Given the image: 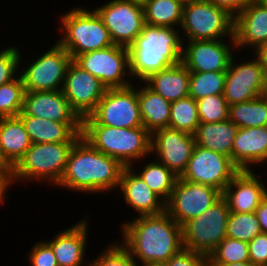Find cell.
Wrapping results in <instances>:
<instances>
[{"mask_svg": "<svg viewBox=\"0 0 267 266\" xmlns=\"http://www.w3.org/2000/svg\"><path fill=\"white\" fill-rule=\"evenodd\" d=\"M121 244L140 265L164 264L183 249L182 226L166 211L158 215L135 216L122 223Z\"/></svg>", "mask_w": 267, "mask_h": 266, "instance_id": "6da1fadb", "label": "cell"}, {"mask_svg": "<svg viewBox=\"0 0 267 266\" xmlns=\"http://www.w3.org/2000/svg\"><path fill=\"white\" fill-rule=\"evenodd\" d=\"M124 168L118 160L101 153L81 137L73 145L57 186L92 195L117 191Z\"/></svg>", "mask_w": 267, "mask_h": 266, "instance_id": "7a4b0ae2", "label": "cell"}, {"mask_svg": "<svg viewBox=\"0 0 267 266\" xmlns=\"http://www.w3.org/2000/svg\"><path fill=\"white\" fill-rule=\"evenodd\" d=\"M182 48L179 28L145 24L128 48L131 76L143 82L151 74L180 63Z\"/></svg>", "mask_w": 267, "mask_h": 266, "instance_id": "3957f363", "label": "cell"}, {"mask_svg": "<svg viewBox=\"0 0 267 266\" xmlns=\"http://www.w3.org/2000/svg\"><path fill=\"white\" fill-rule=\"evenodd\" d=\"M81 135L93 148L115 158L124 167L151 156V133L144 126L82 125Z\"/></svg>", "mask_w": 267, "mask_h": 266, "instance_id": "277c9868", "label": "cell"}, {"mask_svg": "<svg viewBox=\"0 0 267 266\" xmlns=\"http://www.w3.org/2000/svg\"><path fill=\"white\" fill-rule=\"evenodd\" d=\"M60 34L57 41L74 60L78 55L114 45L108 29L95 10L76 7L59 17Z\"/></svg>", "mask_w": 267, "mask_h": 266, "instance_id": "5b68a950", "label": "cell"}, {"mask_svg": "<svg viewBox=\"0 0 267 266\" xmlns=\"http://www.w3.org/2000/svg\"><path fill=\"white\" fill-rule=\"evenodd\" d=\"M76 142L32 143L13 167L11 185L18 181L47 182L57 187L66 169L69 154Z\"/></svg>", "mask_w": 267, "mask_h": 266, "instance_id": "8992f818", "label": "cell"}, {"mask_svg": "<svg viewBox=\"0 0 267 266\" xmlns=\"http://www.w3.org/2000/svg\"><path fill=\"white\" fill-rule=\"evenodd\" d=\"M179 30L182 42L234 39V17L208 0H192L183 6Z\"/></svg>", "mask_w": 267, "mask_h": 266, "instance_id": "52a82bcc", "label": "cell"}, {"mask_svg": "<svg viewBox=\"0 0 267 266\" xmlns=\"http://www.w3.org/2000/svg\"><path fill=\"white\" fill-rule=\"evenodd\" d=\"M230 210L221 197L201 215L182 225L183 247L209 256L226 237Z\"/></svg>", "mask_w": 267, "mask_h": 266, "instance_id": "ba28073f", "label": "cell"}, {"mask_svg": "<svg viewBox=\"0 0 267 266\" xmlns=\"http://www.w3.org/2000/svg\"><path fill=\"white\" fill-rule=\"evenodd\" d=\"M82 125L118 128L143 126L137 87L132 84L125 88H107L95 110L82 119Z\"/></svg>", "mask_w": 267, "mask_h": 266, "instance_id": "9c48e42d", "label": "cell"}, {"mask_svg": "<svg viewBox=\"0 0 267 266\" xmlns=\"http://www.w3.org/2000/svg\"><path fill=\"white\" fill-rule=\"evenodd\" d=\"M40 55V56H39ZM72 57L56 40V43L45 53L23 65L19 74L23 80L25 91H56L62 90L64 79Z\"/></svg>", "mask_w": 267, "mask_h": 266, "instance_id": "30bf717a", "label": "cell"}, {"mask_svg": "<svg viewBox=\"0 0 267 266\" xmlns=\"http://www.w3.org/2000/svg\"><path fill=\"white\" fill-rule=\"evenodd\" d=\"M73 61L107 88H125L134 84L131 81L134 78L130 74L129 50L126 47L108 46L78 55Z\"/></svg>", "mask_w": 267, "mask_h": 266, "instance_id": "8fae6325", "label": "cell"}, {"mask_svg": "<svg viewBox=\"0 0 267 266\" xmlns=\"http://www.w3.org/2000/svg\"><path fill=\"white\" fill-rule=\"evenodd\" d=\"M92 9L102 19L114 45L129 48L145 25L143 6L127 0H109Z\"/></svg>", "mask_w": 267, "mask_h": 266, "instance_id": "7c38bea8", "label": "cell"}, {"mask_svg": "<svg viewBox=\"0 0 267 266\" xmlns=\"http://www.w3.org/2000/svg\"><path fill=\"white\" fill-rule=\"evenodd\" d=\"M240 169L224 154L195 145L186 169L179 177L224 191Z\"/></svg>", "mask_w": 267, "mask_h": 266, "instance_id": "4fadbf2b", "label": "cell"}, {"mask_svg": "<svg viewBox=\"0 0 267 266\" xmlns=\"http://www.w3.org/2000/svg\"><path fill=\"white\" fill-rule=\"evenodd\" d=\"M233 55L226 71L223 96L230 105L267 94V78L260 62L253 58L238 63Z\"/></svg>", "mask_w": 267, "mask_h": 266, "instance_id": "5bb4252c", "label": "cell"}, {"mask_svg": "<svg viewBox=\"0 0 267 266\" xmlns=\"http://www.w3.org/2000/svg\"><path fill=\"white\" fill-rule=\"evenodd\" d=\"M221 197L222 192L213 186L192 183L178 177L171 197L166 202V212L182 226L201 215Z\"/></svg>", "mask_w": 267, "mask_h": 266, "instance_id": "9a60e30c", "label": "cell"}, {"mask_svg": "<svg viewBox=\"0 0 267 266\" xmlns=\"http://www.w3.org/2000/svg\"><path fill=\"white\" fill-rule=\"evenodd\" d=\"M186 42L188 43L183 42L186 45L182 48L181 62L190 72L227 71L236 50L235 39Z\"/></svg>", "mask_w": 267, "mask_h": 266, "instance_id": "2e32d148", "label": "cell"}, {"mask_svg": "<svg viewBox=\"0 0 267 266\" xmlns=\"http://www.w3.org/2000/svg\"><path fill=\"white\" fill-rule=\"evenodd\" d=\"M106 90L107 87L98 78L72 60L66 72L62 92L81 119L95 110Z\"/></svg>", "mask_w": 267, "mask_h": 266, "instance_id": "e0dca14e", "label": "cell"}, {"mask_svg": "<svg viewBox=\"0 0 267 266\" xmlns=\"http://www.w3.org/2000/svg\"><path fill=\"white\" fill-rule=\"evenodd\" d=\"M195 145L194 135L170 127L151 133V155L154 153L177 177L185 171Z\"/></svg>", "mask_w": 267, "mask_h": 266, "instance_id": "ac0fdd59", "label": "cell"}, {"mask_svg": "<svg viewBox=\"0 0 267 266\" xmlns=\"http://www.w3.org/2000/svg\"><path fill=\"white\" fill-rule=\"evenodd\" d=\"M254 170H240L222 192L230 212H255L267 196V185Z\"/></svg>", "mask_w": 267, "mask_h": 266, "instance_id": "d6986e66", "label": "cell"}, {"mask_svg": "<svg viewBox=\"0 0 267 266\" xmlns=\"http://www.w3.org/2000/svg\"><path fill=\"white\" fill-rule=\"evenodd\" d=\"M22 112L55 122H82L62 90L25 91Z\"/></svg>", "mask_w": 267, "mask_h": 266, "instance_id": "ffe728a7", "label": "cell"}, {"mask_svg": "<svg viewBox=\"0 0 267 266\" xmlns=\"http://www.w3.org/2000/svg\"><path fill=\"white\" fill-rule=\"evenodd\" d=\"M124 202L141 215H158L166 211V202L131 168L122 171L118 189Z\"/></svg>", "mask_w": 267, "mask_h": 266, "instance_id": "44dd1931", "label": "cell"}, {"mask_svg": "<svg viewBox=\"0 0 267 266\" xmlns=\"http://www.w3.org/2000/svg\"><path fill=\"white\" fill-rule=\"evenodd\" d=\"M85 215L76 224L60 231L53 239L45 241L51 246L58 266H84L89 225Z\"/></svg>", "mask_w": 267, "mask_h": 266, "instance_id": "7402d4cb", "label": "cell"}, {"mask_svg": "<svg viewBox=\"0 0 267 266\" xmlns=\"http://www.w3.org/2000/svg\"><path fill=\"white\" fill-rule=\"evenodd\" d=\"M234 39L236 51L267 43V3L255 1L234 18Z\"/></svg>", "mask_w": 267, "mask_h": 266, "instance_id": "603a6c76", "label": "cell"}, {"mask_svg": "<svg viewBox=\"0 0 267 266\" xmlns=\"http://www.w3.org/2000/svg\"><path fill=\"white\" fill-rule=\"evenodd\" d=\"M231 160L240 170H253L251 165L267 164V126L238 128Z\"/></svg>", "mask_w": 267, "mask_h": 266, "instance_id": "cb8c5ba5", "label": "cell"}, {"mask_svg": "<svg viewBox=\"0 0 267 266\" xmlns=\"http://www.w3.org/2000/svg\"><path fill=\"white\" fill-rule=\"evenodd\" d=\"M18 116L32 143L77 142L82 137V122H55L26 115L22 111Z\"/></svg>", "mask_w": 267, "mask_h": 266, "instance_id": "d4e9b609", "label": "cell"}, {"mask_svg": "<svg viewBox=\"0 0 267 266\" xmlns=\"http://www.w3.org/2000/svg\"><path fill=\"white\" fill-rule=\"evenodd\" d=\"M190 71L180 62L151 74L145 83L154 92L170 102L189 96Z\"/></svg>", "mask_w": 267, "mask_h": 266, "instance_id": "484cf974", "label": "cell"}, {"mask_svg": "<svg viewBox=\"0 0 267 266\" xmlns=\"http://www.w3.org/2000/svg\"><path fill=\"white\" fill-rule=\"evenodd\" d=\"M31 145V139L19 116L0 118V151L12 167Z\"/></svg>", "mask_w": 267, "mask_h": 266, "instance_id": "4316f807", "label": "cell"}, {"mask_svg": "<svg viewBox=\"0 0 267 266\" xmlns=\"http://www.w3.org/2000/svg\"><path fill=\"white\" fill-rule=\"evenodd\" d=\"M138 87V101L143 126L150 133L169 127L171 102L154 92L145 83Z\"/></svg>", "mask_w": 267, "mask_h": 266, "instance_id": "83f0119b", "label": "cell"}, {"mask_svg": "<svg viewBox=\"0 0 267 266\" xmlns=\"http://www.w3.org/2000/svg\"><path fill=\"white\" fill-rule=\"evenodd\" d=\"M238 127L229 119L216 123H200L194 134L195 143L231 158Z\"/></svg>", "mask_w": 267, "mask_h": 266, "instance_id": "f1b7e54d", "label": "cell"}, {"mask_svg": "<svg viewBox=\"0 0 267 266\" xmlns=\"http://www.w3.org/2000/svg\"><path fill=\"white\" fill-rule=\"evenodd\" d=\"M183 6L184 4L179 0H148L143 5L145 24L180 28Z\"/></svg>", "mask_w": 267, "mask_h": 266, "instance_id": "f546056e", "label": "cell"}, {"mask_svg": "<svg viewBox=\"0 0 267 266\" xmlns=\"http://www.w3.org/2000/svg\"><path fill=\"white\" fill-rule=\"evenodd\" d=\"M141 171H136V167H130L141 177V179L149 186V188L158 194L165 202H167L172 194L174 185L178 177L163 163L157 159L143 164Z\"/></svg>", "mask_w": 267, "mask_h": 266, "instance_id": "4dcf8cb0", "label": "cell"}, {"mask_svg": "<svg viewBox=\"0 0 267 266\" xmlns=\"http://www.w3.org/2000/svg\"><path fill=\"white\" fill-rule=\"evenodd\" d=\"M229 120L238 128L267 126V94L230 105Z\"/></svg>", "mask_w": 267, "mask_h": 266, "instance_id": "1f68e13d", "label": "cell"}, {"mask_svg": "<svg viewBox=\"0 0 267 266\" xmlns=\"http://www.w3.org/2000/svg\"><path fill=\"white\" fill-rule=\"evenodd\" d=\"M200 124L197 102L190 96L171 102L169 127L194 135Z\"/></svg>", "mask_w": 267, "mask_h": 266, "instance_id": "d6a6232c", "label": "cell"}, {"mask_svg": "<svg viewBox=\"0 0 267 266\" xmlns=\"http://www.w3.org/2000/svg\"><path fill=\"white\" fill-rule=\"evenodd\" d=\"M226 71L190 72L189 96L195 101L224 93Z\"/></svg>", "mask_w": 267, "mask_h": 266, "instance_id": "836d02e7", "label": "cell"}, {"mask_svg": "<svg viewBox=\"0 0 267 266\" xmlns=\"http://www.w3.org/2000/svg\"><path fill=\"white\" fill-rule=\"evenodd\" d=\"M260 233H262V231L255 212H230L227 222L226 237L248 243Z\"/></svg>", "mask_w": 267, "mask_h": 266, "instance_id": "e575fe53", "label": "cell"}, {"mask_svg": "<svg viewBox=\"0 0 267 266\" xmlns=\"http://www.w3.org/2000/svg\"><path fill=\"white\" fill-rule=\"evenodd\" d=\"M25 87L20 74L0 86V118L18 116L22 111Z\"/></svg>", "mask_w": 267, "mask_h": 266, "instance_id": "d590c367", "label": "cell"}, {"mask_svg": "<svg viewBox=\"0 0 267 266\" xmlns=\"http://www.w3.org/2000/svg\"><path fill=\"white\" fill-rule=\"evenodd\" d=\"M208 257L209 264H228L250 261L248 243L225 237Z\"/></svg>", "mask_w": 267, "mask_h": 266, "instance_id": "8d00e7d4", "label": "cell"}, {"mask_svg": "<svg viewBox=\"0 0 267 266\" xmlns=\"http://www.w3.org/2000/svg\"><path fill=\"white\" fill-rule=\"evenodd\" d=\"M196 102L200 123H216L229 119V104L223 94L206 96Z\"/></svg>", "mask_w": 267, "mask_h": 266, "instance_id": "74e56055", "label": "cell"}, {"mask_svg": "<svg viewBox=\"0 0 267 266\" xmlns=\"http://www.w3.org/2000/svg\"><path fill=\"white\" fill-rule=\"evenodd\" d=\"M119 242H112L96 259L89 260L85 266H140L131 253Z\"/></svg>", "mask_w": 267, "mask_h": 266, "instance_id": "f35d334b", "label": "cell"}, {"mask_svg": "<svg viewBox=\"0 0 267 266\" xmlns=\"http://www.w3.org/2000/svg\"><path fill=\"white\" fill-rule=\"evenodd\" d=\"M21 55L20 50L14 46L0 49V86L19 75L21 62L25 61Z\"/></svg>", "mask_w": 267, "mask_h": 266, "instance_id": "ab89813d", "label": "cell"}, {"mask_svg": "<svg viewBox=\"0 0 267 266\" xmlns=\"http://www.w3.org/2000/svg\"><path fill=\"white\" fill-rule=\"evenodd\" d=\"M27 257L30 266H58L54 252L45 240L35 243Z\"/></svg>", "mask_w": 267, "mask_h": 266, "instance_id": "60d3db41", "label": "cell"}, {"mask_svg": "<svg viewBox=\"0 0 267 266\" xmlns=\"http://www.w3.org/2000/svg\"><path fill=\"white\" fill-rule=\"evenodd\" d=\"M164 266H209V257L183 248L170 257Z\"/></svg>", "mask_w": 267, "mask_h": 266, "instance_id": "b9f144b4", "label": "cell"}, {"mask_svg": "<svg viewBox=\"0 0 267 266\" xmlns=\"http://www.w3.org/2000/svg\"><path fill=\"white\" fill-rule=\"evenodd\" d=\"M250 261L256 266H267V234L260 233L248 242Z\"/></svg>", "mask_w": 267, "mask_h": 266, "instance_id": "7bdbcfd3", "label": "cell"}, {"mask_svg": "<svg viewBox=\"0 0 267 266\" xmlns=\"http://www.w3.org/2000/svg\"><path fill=\"white\" fill-rule=\"evenodd\" d=\"M213 5L224 9L232 17H236L240 12L247 8L256 0H208Z\"/></svg>", "mask_w": 267, "mask_h": 266, "instance_id": "ee69618b", "label": "cell"}, {"mask_svg": "<svg viewBox=\"0 0 267 266\" xmlns=\"http://www.w3.org/2000/svg\"><path fill=\"white\" fill-rule=\"evenodd\" d=\"M255 214L259 221L262 233L267 234V196L259 204V206L255 210Z\"/></svg>", "mask_w": 267, "mask_h": 266, "instance_id": "f6af8a7d", "label": "cell"}, {"mask_svg": "<svg viewBox=\"0 0 267 266\" xmlns=\"http://www.w3.org/2000/svg\"><path fill=\"white\" fill-rule=\"evenodd\" d=\"M11 177L0 167V206L5 202L7 192L11 188Z\"/></svg>", "mask_w": 267, "mask_h": 266, "instance_id": "bcb514c9", "label": "cell"}, {"mask_svg": "<svg viewBox=\"0 0 267 266\" xmlns=\"http://www.w3.org/2000/svg\"><path fill=\"white\" fill-rule=\"evenodd\" d=\"M254 56L258 59L264 70L265 76L267 78V43L262 44L257 49L253 51Z\"/></svg>", "mask_w": 267, "mask_h": 266, "instance_id": "7dc6e473", "label": "cell"}, {"mask_svg": "<svg viewBox=\"0 0 267 266\" xmlns=\"http://www.w3.org/2000/svg\"><path fill=\"white\" fill-rule=\"evenodd\" d=\"M0 167L11 177L13 167L4 159L0 151Z\"/></svg>", "mask_w": 267, "mask_h": 266, "instance_id": "c3c4849f", "label": "cell"}, {"mask_svg": "<svg viewBox=\"0 0 267 266\" xmlns=\"http://www.w3.org/2000/svg\"><path fill=\"white\" fill-rule=\"evenodd\" d=\"M209 266H256L251 261L247 262H236V263H228V264H209Z\"/></svg>", "mask_w": 267, "mask_h": 266, "instance_id": "681fc988", "label": "cell"}, {"mask_svg": "<svg viewBox=\"0 0 267 266\" xmlns=\"http://www.w3.org/2000/svg\"><path fill=\"white\" fill-rule=\"evenodd\" d=\"M136 4L144 5L148 0H127Z\"/></svg>", "mask_w": 267, "mask_h": 266, "instance_id": "f907efd6", "label": "cell"}, {"mask_svg": "<svg viewBox=\"0 0 267 266\" xmlns=\"http://www.w3.org/2000/svg\"><path fill=\"white\" fill-rule=\"evenodd\" d=\"M140 266H164V264L153 263V264H144V265H140Z\"/></svg>", "mask_w": 267, "mask_h": 266, "instance_id": "816d5d0a", "label": "cell"}, {"mask_svg": "<svg viewBox=\"0 0 267 266\" xmlns=\"http://www.w3.org/2000/svg\"><path fill=\"white\" fill-rule=\"evenodd\" d=\"M179 1H181L183 4H186V3H188L189 1H192V0H179Z\"/></svg>", "mask_w": 267, "mask_h": 266, "instance_id": "f5cc1de1", "label": "cell"}, {"mask_svg": "<svg viewBox=\"0 0 267 266\" xmlns=\"http://www.w3.org/2000/svg\"><path fill=\"white\" fill-rule=\"evenodd\" d=\"M258 2H263V3H267V0H256Z\"/></svg>", "mask_w": 267, "mask_h": 266, "instance_id": "db71d44e", "label": "cell"}]
</instances>
